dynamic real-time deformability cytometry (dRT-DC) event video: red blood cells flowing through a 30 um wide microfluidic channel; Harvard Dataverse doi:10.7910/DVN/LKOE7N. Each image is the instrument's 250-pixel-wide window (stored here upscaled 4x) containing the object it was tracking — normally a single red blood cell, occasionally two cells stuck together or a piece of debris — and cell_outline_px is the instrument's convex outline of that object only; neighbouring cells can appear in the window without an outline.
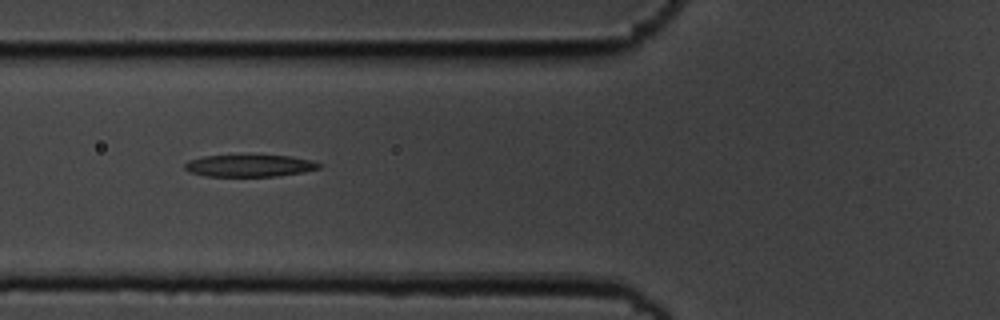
{"species": "common noctule bat (a hibernating species)", "species_latin": "Nyctalus noctula", "temperature_condition": "cold", "stored_images_in_passage": 9, "camera_frame_rate_fps": 3000, "um_per_image_px": 0.085, "animal": {"sex": "male", "body_mass_g": 19.5, "forearm_length_mm": 54.6}, "frame": {"image": 1, "passage_image": 7, "time_ms": 2.0, "image_size_px": [1000, 320], "cell_outline_px": [[320, 168], [300, 172], [276, 176], [204, 176], [188, 172], [184, 168], [184, 164], [188, 160], [204, 156], [288, 156], [312, 160], [320, 164]], "centroid_in_image_um": [21.14, 14.09], "position_along_channel_um": 104.7, "area_um2": 16.94}}
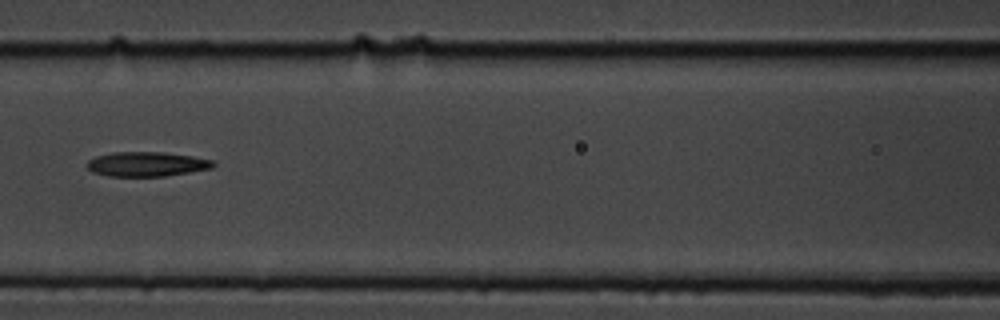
{"frame": {"image": 2, "passage_image": 8, "time_ms": 2.333, "image_size_px": [1000, 320], "cell_outline_px": [[216, 164], [212, 168], [164, 176], [108, 176], [92, 172], [88, 168], [88, 160], [96, 156], [112, 152], [160, 152], [192, 156], [212, 160]], "centroid_in_image_um": [12.45, 13.95], "position_along_channel_um": 154.1, "area_um2": 17.92}}
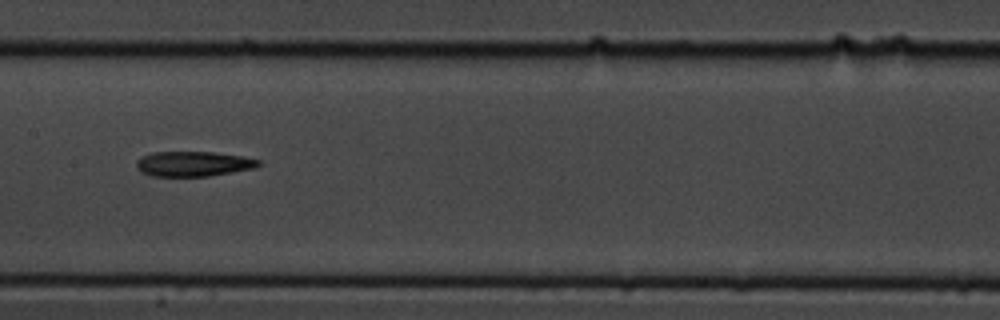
{"frame": {"image": 3, "passage_image": 9, "time_ms": 2.667, "image_size_px": [1000, 320], "cell_outline_px": [[260, 164], [256, 168], [208, 176], [152, 176], [140, 172], [136, 168], [136, 160], [152, 152], [212, 152], [240, 156], [260, 160]], "centroid_in_image_um": [16.4, 13.93], "position_along_channel_um": 191.0, "area_um2": 17.74}}